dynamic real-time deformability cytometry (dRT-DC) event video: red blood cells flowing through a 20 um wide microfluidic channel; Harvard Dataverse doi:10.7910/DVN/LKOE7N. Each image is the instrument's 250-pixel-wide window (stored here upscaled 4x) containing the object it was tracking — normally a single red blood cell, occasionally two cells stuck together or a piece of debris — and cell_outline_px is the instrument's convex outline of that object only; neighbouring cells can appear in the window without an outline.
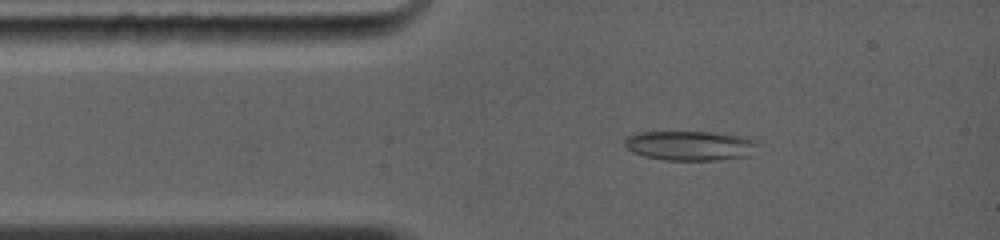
{"species": "common noctule bat (a hibernating species)", "species_latin": "Nyctalus noctula", "temperature_condition": "warm", "stored_images_in_passage": 28, "camera_frame_rate_fps": 5000, "um_per_image_px": 0.085, "animal": {"sex": "female", "body_mass_g": 19.0, "forearm_length_mm": 56.7}, "frame": {"image": 1, "passage_image": 4, "time_ms": 1.4, "image_size_px": [1000, 240], "cell_outline_px": [[760, 144], [752, 156], [720, 160], [664, 160], [644, 156], [632, 152], [624, 144], [624, 140], [628, 136], [640, 132], [712, 132], [748, 136], [756, 140]], "centroid_in_image_um": [58.76, 12.38], "position_along_channel_um": 26.2, "area_um2": 23.47}}
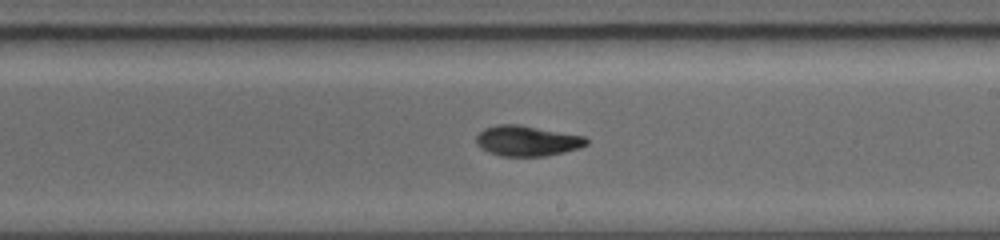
{"frame": {"image": 2, "passage_image": 15, "time_ms": 6.8, "image_size_px": [1000, 240], "cell_outline_px": [[588, 144], [580, 148], [564, 152], [544, 156], [500, 156], [488, 152], [480, 148], [476, 144], [476, 136], [484, 128], [496, 124], [520, 124], [584, 136], [588, 140]], "centroid_in_image_um": [44.78, 11.97], "position_along_channel_um": 244.2, "area_um2": 19.71}}
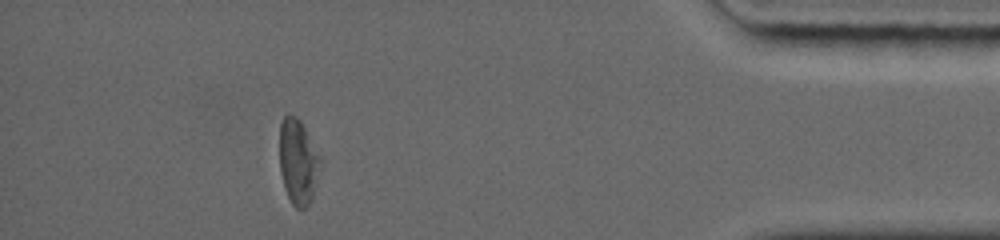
{"frame": {"image": 3, "passage_image": 25, "time_ms": 11.8, "image_size_px": [1000, 240], "cell_outline_px": [[320, 164], [312, 196], [308, 204], [304, 208], [296, 208], [292, 204], [284, 188], [280, 172], [280, 124], [284, 116], [288, 112], [296, 116], [300, 120], [320, 156]], "centroid_in_image_um": [25.3, 13.71], "position_along_channel_um": 409.9, "area_um2": 19.94}, "authors_computed_cell_mechanics": {"area_um2": 19.9988, "velocity_mm_per_s": 4.3891, "shape_relaxation_time_tau1_ms": 3.6629, "shape_relaxation_time_tau2_ms": 3.5698, "deformation_change_tau1": 0.1676, "deformation_change_tau2": 0.09}}